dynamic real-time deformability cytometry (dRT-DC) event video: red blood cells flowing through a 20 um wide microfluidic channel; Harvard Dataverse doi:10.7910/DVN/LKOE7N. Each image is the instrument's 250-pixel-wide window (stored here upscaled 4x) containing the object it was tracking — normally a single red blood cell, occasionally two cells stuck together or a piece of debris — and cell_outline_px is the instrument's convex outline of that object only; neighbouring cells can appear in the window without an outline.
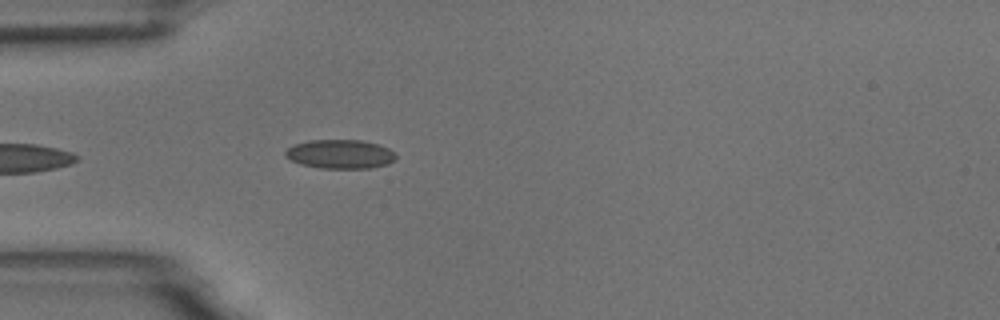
{"species": "common noctule bat (a hibernating species)", "species_latin": "Nyctalus noctula", "temperature_condition": "room temperature", "stored_images_in_passage": 24, "camera_frame_rate_fps": 3000, "um_per_image_px": 0.085, "animal": {"sex": "male", "body_mass_g": 18.8}, "frame": {"image": 1, "passage_image": 1, "time_ms": 0.0, "image_size_px": [1000, 320], "cell_outline_px": [[396, 160], [388, 164], [372, 168], [320, 168], [300, 164], [284, 156], [284, 152], [292, 144], [308, 140], [360, 140], [376, 144], [388, 148], [396, 156]], "centroid_in_image_um": [28.88, 13.1], "position_along_channel_um": 56.1, "area_um2": 18.73}}